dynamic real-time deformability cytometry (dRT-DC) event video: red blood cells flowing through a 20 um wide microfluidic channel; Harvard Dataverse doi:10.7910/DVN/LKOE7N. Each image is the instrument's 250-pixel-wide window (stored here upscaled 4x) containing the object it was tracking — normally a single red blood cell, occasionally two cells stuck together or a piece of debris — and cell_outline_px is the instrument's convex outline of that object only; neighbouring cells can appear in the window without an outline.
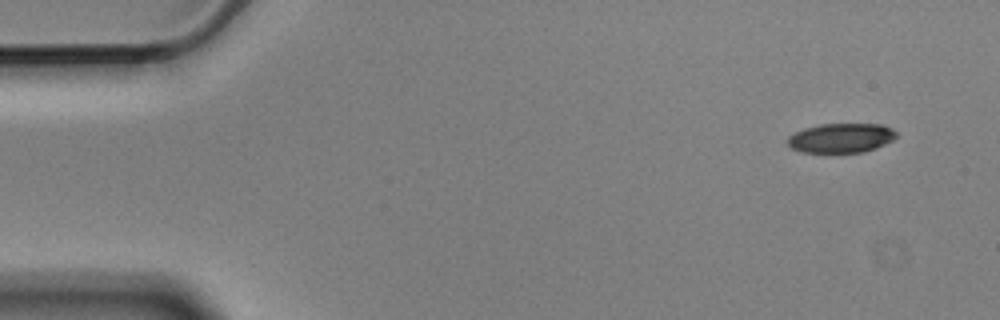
{"species": "Egyptian fruit bat (a non-hibernating species)", "species_latin": "Rousettus aegyptiacus", "temperature_condition": "cold", "stored_images_in_passage": 5, "camera_frame_rate_fps": 3000, "um_per_image_px": 0.085, "animal": {"sex": "male"}, "frame": {"image": 1, "passage_image": 1, "time_ms": 0.0, "image_size_px": [1000, 320], "cell_outline_px": [[896, 136], [892, 140], [876, 148], [864, 152], [800, 152], [792, 148], [788, 144], [788, 136], [804, 128], [820, 124], [884, 124], [892, 128], [896, 132]], "centroid_in_image_um": [71.5, 11.72], "position_along_channel_um": 13.5, "area_um2": 18.61}}
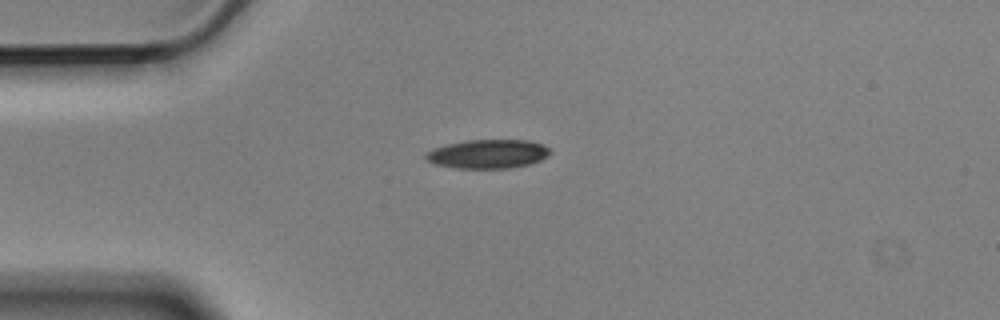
{"frame": {"image": 2, "passage_image": 4, "time_ms": 1.0, "image_size_px": [1000, 320], "cell_outline_px": [[552, 152], [548, 156], [540, 160], [528, 164], [512, 168], [456, 168], [436, 164], [424, 160], [424, 156], [432, 148], [448, 144], [468, 140], [528, 140], [540, 144], [548, 148]], "centroid_in_image_um": [41.45, 13.09], "position_along_channel_um": 43.5, "area_um2": 20.87}}